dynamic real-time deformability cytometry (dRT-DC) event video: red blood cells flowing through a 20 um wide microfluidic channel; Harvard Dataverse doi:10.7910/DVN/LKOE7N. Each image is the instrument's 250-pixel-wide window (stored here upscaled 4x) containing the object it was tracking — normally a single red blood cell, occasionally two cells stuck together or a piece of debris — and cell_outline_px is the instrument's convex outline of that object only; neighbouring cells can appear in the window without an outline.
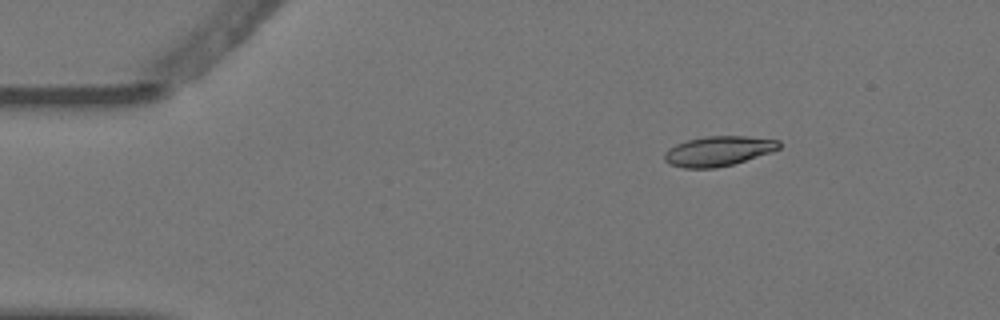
{"species": "Egyptian fruit bat (a non-hibernating species)", "species_latin": "Rousettus aegyptiacus", "temperature_condition": "warm", "stored_images_in_passage": 3, "camera_frame_rate_fps": 3000, "um_per_image_px": 0.085, "animal": {"sex": "female"}, "frame": {"image": 1, "passage_image": 1, "time_ms": 0.0, "image_size_px": [1000, 320], "cell_outline_px": [[780, 148], [772, 152], [732, 164], [716, 168], [684, 168], [672, 164], [664, 160], [664, 152], [668, 148], [676, 144], [688, 140], [708, 136], [748, 136], [780, 140]], "centroid_in_image_um": [61.07, 12.83], "position_along_channel_um": 23.9, "area_um2": 19.88}}
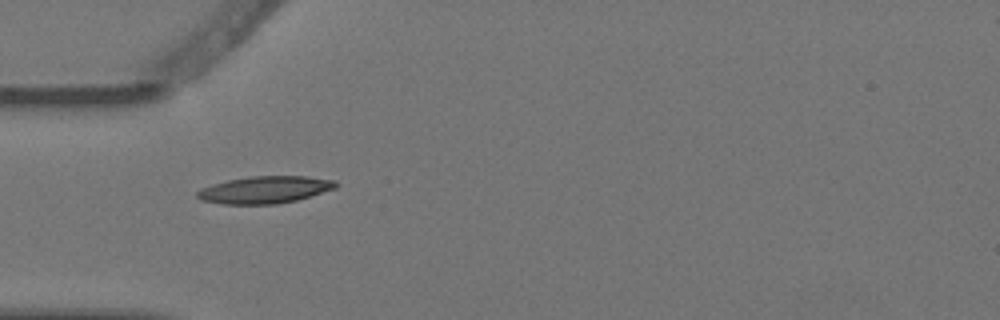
{"frame": {"image": 2, "passage_image": 3, "time_ms": 0.667, "image_size_px": [1000, 320], "cell_outline_px": [[340, 184], [336, 188], [296, 200], [276, 204], [220, 204], [200, 200], [196, 196], [196, 192], [200, 188], [212, 184], [228, 180], [248, 176], [308, 176], [336, 180]], "centroid_in_image_um": [22.5, 16.12], "position_along_channel_um": 62.5, "area_um2": 22.14}}